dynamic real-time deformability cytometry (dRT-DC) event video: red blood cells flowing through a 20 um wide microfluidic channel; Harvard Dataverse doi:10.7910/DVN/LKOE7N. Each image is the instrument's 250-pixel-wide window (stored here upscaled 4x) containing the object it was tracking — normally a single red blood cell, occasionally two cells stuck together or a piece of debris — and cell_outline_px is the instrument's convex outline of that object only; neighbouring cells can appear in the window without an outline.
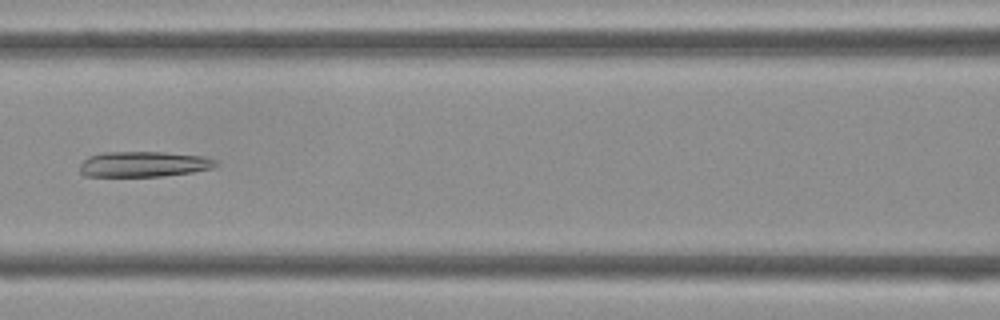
{"species": "Egyptian fruit bat (a non-hibernating species)", "species_latin": "Rousettus aegyptiacus", "temperature_condition": "cold", "stored_images_in_passage": 43, "camera_frame_rate_fps": 3000, "um_per_image_px": 0.085, "frame": {"image": 1, "passage_image": 18, "time_ms": 5.667, "image_size_px": [1000, 320], "cell_outline_px": [[220, 164], [216, 168], [192, 172], [164, 176], [84, 176], [80, 172], [80, 164], [88, 156], [100, 152], [164, 152], [204, 156], [216, 160]], "centroid_in_image_um": [12.25, 13.95], "position_along_channel_um": 154.4, "area_um2": 20.46}}
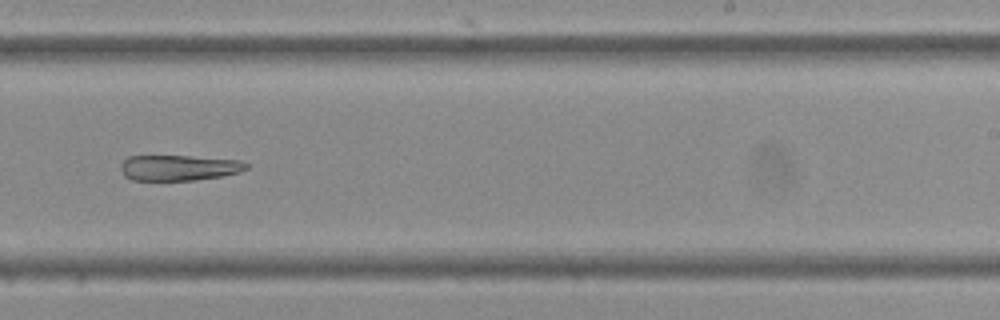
{"frame": {"image": 2, "passage_image": 26, "time_ms": 8.333, "image_size_px": [1000, 320], "cell_outline_px": [[248, 168], [240, 172], [220, 176], [196, 180], [132, 180], [124, 176], [120, 168], [120, 164], [128, 156], [188, 156], [240, 160], [248, 164]], "centroid_in_image_um": [15.19, 14.26], "position_along_channel_um": 273.8, "area_um2": 18.73}}
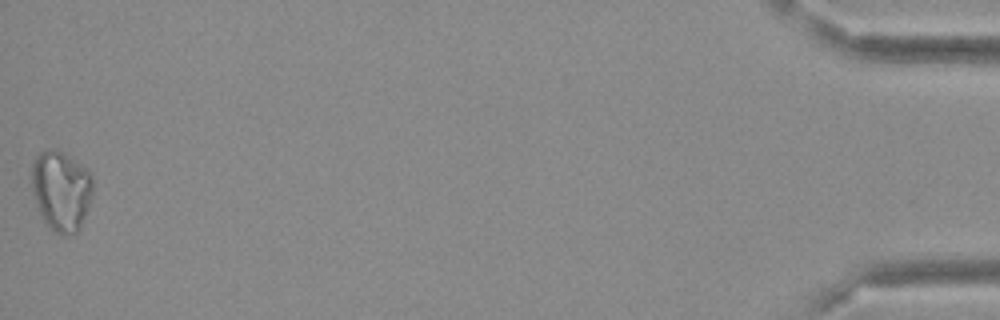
{"frame": {"image": 3, "passage_image": 43, "time_ms": 14.0, "image_size_px": [1000, 320], "cell_outline_px": [[92, 196], [80, 228], [72, 236], [60, 236], [40, 216], [32, 192], [32, 164], [36, 156], [40, 152], [56, 148], [64, 152], [88, 168], [92, 172]], "centroid_in_image_um": [5.21, 16.19], "position_along_channel_um": 430.0, "area_um2": 28.96}}